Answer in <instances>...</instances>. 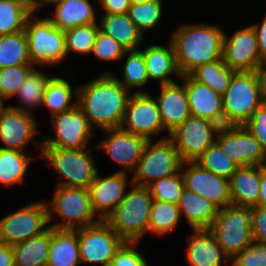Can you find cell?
<instances>
[{"label":"cell","mask_w":266,"mask_h":266,"mask_svg":"<svg viewBox=\"0 0 266 266\" xmlns=\"http://www.w3.org/2000/svg\"><path fill=\"white\" fill-rule=\"evenodd\" d=\"M218 129L212 121L190 115L169 138L183 162H195L215 142Z\"/></svg>","instance_id":"obj_14"},{"label":"cell","mask_w":266,"mask_h":266,"mask_svg":"<svg viewBox=\"0 0 266 266\" xmlns=\"http://www.w3.org/2000/svg\"><path fill=\"white\" fill-rule=\"evenodd\" d=\"M51 123L55 133L54 138L42 136L41 142L34 141L40 153L42 147L84 150L88 148V142L94 136L89 119L78 105L69 111L52 116Z\"/></svg>","instance_id":"obj_10"},{"label":"cell","mask_w":266,"mask_h":266,"mask_svg":"<svg viewBox=\"0 0 266 266\" xmlns=\"http://www.w3.org/2000/svg\"><path fill=\"white\" fill-rule=\"evenodd\" d=\"M50 227L42 234L12 245L14 266H46Z\"/></svg>","instance_id":"obj_30"},{"label":"cell","mask_w":266,"mask_h":266,"mask_svg":"<svg viewBox=\"0 0 266 266\" xmlns=\"http://www.w3.org/2000/svg\"><path fill=\"white\" fill-rule=\"evenodd\" d=\"M263 103H266V63H262L255 71Z\"/></svg>","instance_id":"obj_52"},{"label":"cell","mask_w":266,"mask_h":266,"mask_svg":"<svg viewBox=\"0 0 266 266\" xmlns=\"http://www.w3.org/2000/svg\"><path fill=\"white\" fill-rule=\"evenodd\" d=\"M30 158L23 151L0 147V183L6 187L23 183Z\"/></svg>","instance_id":"obj_33"},{"label":"cell","mask_w":266,"mask_h":266,"mask_svg":"<svg viewBox=\"0 0 266 266\" xmlns=\"http://www.w3.org/2000/svg\"><path fill=\"white\" fill-rule=\"evenodd\" d=\"M181 215L177 204L153 200L148 232L159 236L166 235L176 229L180 223Z\"/></svg>","instance_id":"obj_35"},{"label":"cell","mask_w":266,"mask_h":266,"mask_svg":"<svg viewBox=\"0 0 266 266\" xmlns=\"http://www.w3.org/2000/svg\"><path fill=\"white\" fill-rule=\"evenodd\" d=\"M105 220L125 242H140L148 233L153 197L147 186L133 184Z\"/></svg>","instance_id":"obj_3"},{"label":"cell","mask_w":266,"mask_h":266,"mask_svg":"<svg viewBox=\"0 0 266 266\" xmlns=\"http://www.w3.org/2000/svg\"><path fill=\"white\" fill-rule=\"evenodd\" d=\"M222 103L224 126L244 125L263 103L255 71L235 72Z\"/></svg>","instance_id":"obj_5"},{"label":"cell","mask_w":266,"mask_h":266,"mask_svg":"<svg viewBox=\"0 0 266 266\" xmlns=\"http://www.w3.org/2000/svg\"><path fill=\"white\" fill-rule=\"evenodd\" d=\"M111 73H102L78 87L77 105L91 126L100 130L120 128L131 95Z\"/></svg>","instance_id":"obj_1"},{"label":"cell","mask_w":266,"mask_h":266,"mask_svg":"<svg viewBox=\"0 0 266 266\" xmlns=\"http://www.w3.org/2000/svg\"><path fill=\"white\" fill-rule=\"evenodd\" d=\"M102 131L108 137L97 147L122 167L121 172H133L148 140L121 127Z\"/></svg>","instance_id":"obj_19"},{"label":"cell","mask_w":266,"mask_h":266,"mask_svg":"<svg viewBox=\"0 0 266 266\" xmlns=\"http://www.w3.org/2000/svg\"><path fill=\"white\" fill-rule=\"evenodd\" d=\"M188 238L186 259L190 266H223L231 262L208 229H196Z\"/></svg>","instance_id":"obj_23"},{"label":"cell","mask_w":266,"mask_h":266,"mask_svg":"<svg viewBox=\"0 0 266 266\" xmlns=\"http://www.w3.org/2000/svg\"><path fill=\"white\" fill-rule=\"evenodd\" d=\"M162 0H148L131 5L128 15L131 21L141 30L149 31L157 27L162 17Z\"/></svg>","instance_id":"obj_41"},{"label":"cell","mask_w":266,"mask_h":266,"mask_svg":"<svg viewBox=\"0 0 266 266\" xmlns=\"http://www.w3.org/2000/svg\"><path fill=\"white\" fill-rule=\"evenodd\" d=\"M99 24H87L65 30V45L67 55L73 51L78 55L91 54Z\"/></svg>","instance_id":"obj_40"},{"label":"cell","mask_w":266,"mask_h":266,"mask_svg":"<svg viewBox=\"0 0 266 266\" xmlns=\"http://www.w3.org/2000/svg\"><path fill=\"white\" fill-rule=\"evenodd\" d=\"M127 174L119 170L107 177H100L98 172L90 183L91 206L97 219L106 220L123 200L129 186Z\"/></svg>","instance_id":"obj_20"},{"label":"cell","mask_w":266,"mask_h":266,"mask_svg":"<svg viewBox=\"0 0 266 266\" xmlns=\"http://www.w3.org/2000/svg\"><path fill=\"white\" fill-rule=\"evenodd\" d=\"M55 12L47 18L60 30L65 31L87 24H96V11L90 0H60L54 4Z\"/></svg>","instance_id":"obj_27"},{"label":"cell","mask_w":266,"mask_h":266,"mask_svg":"<svg viewBox=\"0 0 266 266\" xmlns=\"http://www.w3.org/2000/svg\"><path fill=\"white\" fill-rule=\"evenodd\" d=\"M251 26L256 33L261 63H266V16H264L260 25L253 24Z\"/></svg>","instance_id":"obj_50"},{"label":"cell","mask_w":266,"mask_h":266,"mask_svg":"<svg viewBox=\"0 0 266 266\" xmlns=\"http://www.w3.org/2000/svg\"><path fill=\"white\" fill-rule=\"evenodd\" d=\"M138 242H124L109 266H148L143 254L135 249Z\"/></svg>","instance_id":"obj_46"},{"label":"cell","mask_w":266,"mask_h":266,"mask_svg":"<svg viewBox=\"0 0 266 266\" xmlns=\"http://www.w3.org/2000/svg\"><path fill=\"white\" fill-rule=\"evenodd\" d=\"M222 58L236 72L256 71L262 63L254 28L248 26L239 29L231 37L224 33Z\"/></svg>","instance_id":"obj_16"},{"label":"cell","mask_w":266,"mask_h":266,"mask_svg":"<svg viewBox=\"0 0 266 266\" xmlns=\"http://www.w3.org/2000/svg\"><path fill=\"white\" fill-rule=\"evenodd\" d=\"M51 76H47L42 70L33 68L27 75L16 93L21 104L27 108L42 106L46 85Z\"/></svg>","instance_id":"obj_38"},{"label":"cell","mask_w":266,"mask_h":266,"mask_svg":"<svg viewBox=\"0 0 266 266\" xmlns=\"http://www.w3.org/2000/svg\"><path fill=\"white\" fill-rule=\"evenodd\" d=\"M22 2L25 6H27L31 13H34V0H18Z\"/></svg>","instance_id":"obj_55"},{"label":"cell","mask_w":266,"mask_h":266,"mask_svg":"<svg viewBox=\"0 0 266 266\" xmlns=\"http://www.w3.org/2000/svg\"><path fill=\"white\" fill-rule=\"evenodd\" d=\"M231 261L229 266H266V243L251 242Z\"/></svg>","instance_id":"obj_45"},{"label":"cell","mask_w":266,"mask_h":266,"mask_svg":"<svg viewBox=\"0 0 266 266\" xmlns=\"http://www.w3.org/2000/svg\"><path fill=\"white\" fill-rule=\"evenodd\" d=\"M180 215H184L192 230L208 229L215 217L218 208L206 198L184 188L177 203Z\"/></svg>","instance_id":"obj_28"},{"label":"cell","mask_w":266,"mask_h":266,"mask_svg":"<svg viewBox=\"0 0 266 266\" xmlns=\"http://www.w3.org/2000/svg\"><path fill=\"white\" fill-rule=\"evenodd\" d=\"M131 5L143 3L148 0H129Z\"/></svg>","instance_id":"obj_56"},{"label":"cell","mask_w":266,"mask_h":266,"mask_svg":"<svg viewBox=\"0 0 266 266\" xmlns=\"http://www.w3.org/2000/svg\"><path fill=\"white\" fill-rule=\"evenodd\" d=\"M147 74L149 81L158 80L160 85L171 84L174 81L170 75L182 77L180 73L173 44L168 45L151 44L143 49Z\"/></svg>","instance_id":"obj_24"},{"label":"cell","mask_w":266,"mask_h":266,"mask_svg":"<svg viewBox=\"0 0 266 266\" xmlns=\"http://www.w3.org/2000/svg\"><path fill=\"white\" fill-rule=\"evenodd\" d=\"M154 200L177 204L185 188L182 172L161 178L147 186Z\"/></svg>","instance_id":"obj_42"},{"label":"cell","mask_w":266,"mask_h":266,"mask_svg":"<svg viewBox=\"0 0 266 266\" xmlns=\"http://www.w3.org/2000/svg\"><path fill=\"white\" fill-rule=\"evenodd\" d=\"M258 205L266 207V166H261V182Z\"/></svg>","instance_id":"obj_53"},{"label":"cell","mask_w":266,"mask_h":266,"mask_svg":"<svg viewBox=\"0 0 266 266\" xmlns=\"http://www.w3.org/2000/svg\"><path fill=\"white\" fill-rule=\"evenodd\" d=\"M34 66L16 65L0 69V99L3 102L16 95L18 89Z\"/></svg>","instance_id":"obj_43"},{"label":"cell","mask_w":266,"mask_h":266,"mask_svg":"<svg viewBox=\"0 0 266 266\" xmlns=\"http://www.w3.org/2000/svg\"><path fill=\"white\" fill-rule=\"evenodd\" d=\"M121 128L147 140L162 131L168 133L161 122L156 100L150 92L136 91L130 95Z\"/></svg>","instance_id":"obj_15"},{"label":"cell","mask_w":266,"mask_h":266,"mask_svg":"<svg viewBox=\"0 0 266 266\" xmlns=\"http://www.w3.org/2000/svg\"><path fill=\"white\" fill-rule=\"evenodd\" d=\"M60 0H34V12L46 4H56Z\"/></svg>","instance_id":"obj_54"},{"label":"cell","mask_w":266,"mask_h":266,"mask_svg":"<svg viewBox=\"0 0 266 266\" xmlns=\"http://www.w3.org/2000/svg\"><path fill=\"white\" fill-rule=\"evenodd\" d=\"M33 112L24 107L4 106L0 111V141L4 149L23 151L37 134Z\"/></svg>","instance_id":"obj_18"},{"label":"cell","mask_w":266,"mask_h":266,"mask_svg":"<svg viewBox=\"0 0 266 266\" xmlns=\"http://www.w3.org/2000/svg\"><path fill=\"white\" fill-rule=\"evenodd\" d=\"M81 263L109 266L116 251L125 242L105 221L78 229Z\"/></svg>","instance_id":"obj_12"},{"label":"cell","mask_w":266,"mask_h":266,"mask_svg":"<svg viewBox=\"0 0 266 266\" xmlns=\"http://www.w3.org/2000/svg\"><path fill=\"white\" fill-rule=\"evenodd\" d=\"M104 14H124L128 13L131 4L129 0H99Z\"/></svg>","instance_id":"obj_49"},{"label":"cell","mask_w":266,"mask_h":266,"mask_svg":"<svg viewBox=\"0 0 266 266\" xmlns=\"http://www.w3.org/2000/svg\"><path fill=\"white\" fill-rule=\"evenodd\" d=\"M195 162L202 168L227 180H230L238 168L216 142L208 147Z\"/></svg>","instance_id":"obj_39"},{"label":"cell","mask_w":266,"mask_h":266,"mask_svg":"<svg viewBox=\"0 0 266 266\" xmlns=\"http://www.w3.org/2000/svg\"><path fill=\"white\" fill-rule=\"evenodd\" d=\"M181 79L184 80L191 115L210 120L219 127L224 126L222 95L190 75H182Z\"/></svg>","instance_id":"obj_21"},{"label":"cell","mask_w":266,"mask_h":266,"mask_svg":"<svg viewBox=\"0 0 266 266\" xmlns=\"http://www.w3.org/2000/svg\"><path fill=\"white\" fill-rule=\"evenodd\" d=\"M182 164L178 150L169 137H161L155 143L148 140L130 180L133 184L148 186L181 171Z\"/></svg>","instance_id":"obj_9"},{"label":"cell","mask_w":266,"mask_h":266,"mask_svg":"<svg viewBox=\"0 0 266 266\" xmlns=\"http://www.w3.org/2000/svg\"><path fill=\"white\" fill-rule=\"evenodd\" d=\"M126 55L128 57H126ZM124 56L126 57L125 63L120 67L123 70V80L112 75L128 90L132 88L144 87L148 82V74L145 63V58L140 48L134 50H125Z\"/></svg>","instance_id":"obj_36"},{"label":"cell","mask_w":266,"mask_h":266,"mask_svg":"<svg viewBox=\"0 0 266 266\" xmlns=\"http://www.w3.org/2000/svg\"><path fill=\"white\" fill-rule=\"evenodd\" d=\"M24 31L32 64L51 66L67 57L65 33L47 17L38 18L32 13L27 19Z\"/></svg>","instance_id":"obj_8"},{"label":"cell","mask_w":266,"mask_h":266,"mask_svg":"<svg viewBox=\"0 0 266 266\" xmlns=\"http://www.w3.org/2000/svg\"><path fill=\"white\" fill-rule=\"evenodd\" d=\"M223 30L205 23L183 24L172 33L177 66L182 75H189L203 64L222 58Z\"/></svg>","instance_id":"obj_2"},{"label":"cell","mask_w":266,"mask_h":266,"mask_svg":"<svg viewBox=\"0 0 266 266\" xmlns=\"http://www.w3.org/2000/svg\"><path fill=\"white\" fill-rule=\"evenodd\" d=\"M16 65H34L29 59L28 39L24 30L0 35V69Z\"/></svg>","instance_id":"obj_32"},{"label":"cell","mask_w":266,"mask_h":266,"mask_svg":"<svg viewBox=\"0 0 266 266\" xmlns=\"http://www.w3.org/2000/svg\"><path fill=\"white\" fill-rule=\"evenodd\" d=\"M208 230L231 260L253 242L250 208L229 205L218 209Z\"/></svg>","instance_id":"obj_7"},{"label":"cell","mask_w":266,"mask_h":266,"mask_svg":"<svg viewBox=\"0 0 266 266\" xmlns=\"http://www.w3.org/2000/svg\"><path fill=\"white\" fill-rule=\"evenodd\" d=\"M215 142L238 167L266 166V152L244 125L219 127Z\"/></svg>","instance_id":"obj_11"},{"label":"cell","mask_w":266,"mask_h":266,"mask_svg":"<svg viewBox=\"0 0 266 266\" xmlns=\"http://www.w3.org/2000/svg\"><path fill=\"white\" fill-rule=\"evenodd\" d=\"M244 126L255 136L266 152V103H262Z\"/></svg>","instance_id":"obj_47"},{"label":"cell","mask_w":266,"mask_h":266,"mask_svg":"<svg viewBox=\"0 0 266 266\" xmlns=\"http://www.w3.org/2000/svg\"><path fill=\"white\" fill-rule=\"evenodd\" d=\"M80 263L78 229L50 227V245L46 266H79Z\"/></svg>","instance_id":"obj_26"},{"label":"cell","mask_w":266,"mask_h":266,"mask_svg":"<svg viewBox=\"0 0 266 266\" xmlns=\"http://www.w3.org/2000/svg\"><path fill=\"white\" fill-rule=\"evenodd\" d=\"M0 266H14L12 245L0 242Z\"/></svg>","instance_id":"obj_51"},{"label":"cell","mask_w":266,"mask_h":266,"mask_svg":"<svg viewBox=\"0 0 266 266\" xmlns=\"http://www.w3.org/2000/svg\"><path fill=\"white\" fill-rule=\"evenodd\" d=\"M4 102L0 99V111L2 110V108L4 107Z\"/></svg>","instance_id":"obj_57"},{"label":"cell","mask_w":266,"mask_h":266,"mask_svg":"<svg viewBox=\"0 0 266 266\" xmlns=\"http://www.w3.org/2000/svg\"><path fill=\"white\" fill-rule=\"evenodd\" d=\"M31 14L30 9L18 0L0 1V35L24 30Z\"/></svg>","instance_id":"obj_37"},{"label":"cell","mask_w":266,"mask_h":266,"mask_svg":"<svg viewBox=\"0 0 266 266\" xmlns=\"http://www.w3.org/2000/svg\"><path fill=\"white\" fill-rule=\"evenodd\" d=\"M77 96L78 87L72 89L68 81L62 77L53 76L46 85L42 106L50 110L52 117L73 109L77 105ZM72 98H75L73 103Z\"/></svg>","instance_id":"obj_31"},{"label":"cell","mask_w":266,"mask_h":266,"mask_svg":"<svg viewBox=\"0 0 266 266\" xmlns=\"http://www.w3.org/2000/svg\"><path fill=\"white\" fill-rule=\"evenodd\" d=\"M159 96L156 100L160 119L169 137L177 127H179L190 115L188 98L185 85L165 84L159 86Z\"/></svg>","instance_id":"obj_22"},{"label":"cell","mask_w":266,"mask_h":266,"mask_svg":"<svg viewBox=\"0 0 266 266\" xmlns=\"http://www.w3.org/2000/svg\"><path fill=\"white\" fill-rule=\"evenodd\" d=\"M181 172L189 190L206 198L218 209L231 205L229 180L202 168L197 162H183Z\"/></svg>","instance_id":"obj_17"},{"label":"cell","mask_w":266,"mask_h":266,"mask_svg":"<svg viewBox=\"0 0 266 266\" xmlns=\"http://www.w3.org/2000/svg\"><path fill=\"white\" fill-rule=\"evenodd\" d=\"M235 72L224 63L223 58H220L215 62L198 66L189 75L197 82L223 95Z\"/></svg>","instance_id":"obj_34"},{"label":"cell","mask_w":266,"mask_h":266,"mask_svg":"<svg viewBox=\"0 0 266 266\" xmlns=\"http://www.w3.org/2000/svg\"><path fill=\"white\" fill-rule=\"evenodd\" d=\"M48 223L56 213L63 221L49 227L56 229L77 230L99 221L94 214L89 189L58 186L51 202L47 201Z\"/></svg>","instance_id":"obj_4"},{"label":"cell","mask_w":266,"mask_h":266,"mask_svg":"<svg viewBox=\"0 0 266 266\" xmlns=\"http://www.w3.org/2000/svg\"><path fill=\"white\" fill-rule=\"evenodd\" d=\"M100 30L115 39L125 50L138 49L144 34L131 21L128 13L103 14L98 20Z\"/></svg>","instance_id":"obj_29"},{"label":"cell","mask_w":266,"mask_h":266,"mask_svg":"<svg viewBox=\"0 0 266 266\" xmlns=\"http://www.w3.org/2000/svg\"><path fill=\"white\" fill-rule=\"evenodd\" d=\"M46 201L35 202L0 219V242L13 245L38 236L48 228Z\"/></svg>","instance_id":"obj_13"},{"label":"cell","mask_w":266,"mask_h":266,"mask_svg":"<svg viewBox=\"0 0 266 266\" xmlns=\"http://www.w3.org/2000/svg\"><path fill=\"white\" fill-rule=\"evenodd\" d=\"M124 52L125 49L115 39L99 29L91 54L101 60L113 61L125 59Z\"/></svg>","instance_id":"obj_44"},{"label":"cell","mask_w":266,"mask_h":266,"mask_svg":"<svg viewBox=\"0 0 266 266\" xmlns=\"http://www.w3.org/2000/svg\"><path fill=\"white\" fill-rule=\"evenodd\" d=\"M253 241L266 243V207H250Z\"/></svg>","instance_id":"obj_48"},{"label":"cell","mask_w":266,"mask_h":266,"mask_svg":"<svg viewBox=\"0 0 266 266\" xmlns=\"http://www.w3.org/2000/svg\"><path fill=\"white\" fill-rule=\"evenodd\" d=\"M229 182L231 205L249 208L258 205L261 166L238 167Z\"/></svg>","instance_id":"obj_25"},{"label":"cell","mask_w":266,"mask_h":266,"mask_svg":"<svg viewBox=\"0 0 266 266\" xmlns=\"http://www.w3.org/2000/svg\"><path fill=\"white\" fill-rule=\"evenodd\" d=\"M40 155L59 176L66 179L58 182V186L89 189L90 183L99 172L91 149L42 147Z\"/></svg>","instance_id":"obj_6"}]
</instances>
